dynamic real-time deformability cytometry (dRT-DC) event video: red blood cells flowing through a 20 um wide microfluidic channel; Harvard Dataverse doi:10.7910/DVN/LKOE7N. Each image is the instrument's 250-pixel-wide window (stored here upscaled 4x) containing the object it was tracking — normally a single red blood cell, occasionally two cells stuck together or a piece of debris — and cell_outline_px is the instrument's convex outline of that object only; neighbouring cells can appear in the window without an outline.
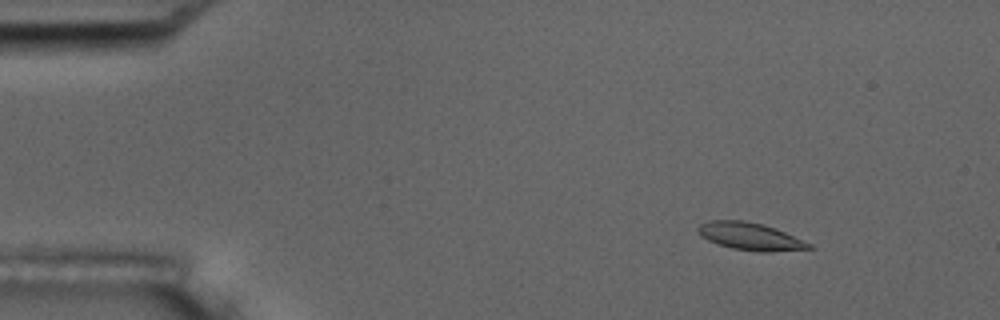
{"species": "common noctule bat (a hibernating species)", "species_latin": "Nyctalus noctula", "temperature_condition": "room temperature", "stored_images_in_passage": 9, "camera_frame_rate_fps": 3000, "um_per_image_px": 0.085, "animal": {"sex": "male", "body_mass_g": 17.5, "forearm_length_mm": 52.3}, "frame": {"image": 1, "passage_image": 2, "time_ms": 2.0, "image_size_px": [1000, 320], "cell_outline_px": [[816, 248], [768, 252], [760, 252], [732, 248], [716, 244], [700, 236], [696, 228], [700, 224], [712, 220], [740, 220], [764, 224], [784, 232], [812, 244]], "centroid_in_image_um": [63.75, 20.1], "position_along_channel_um": 21.2, "area_um2": 17.74}}
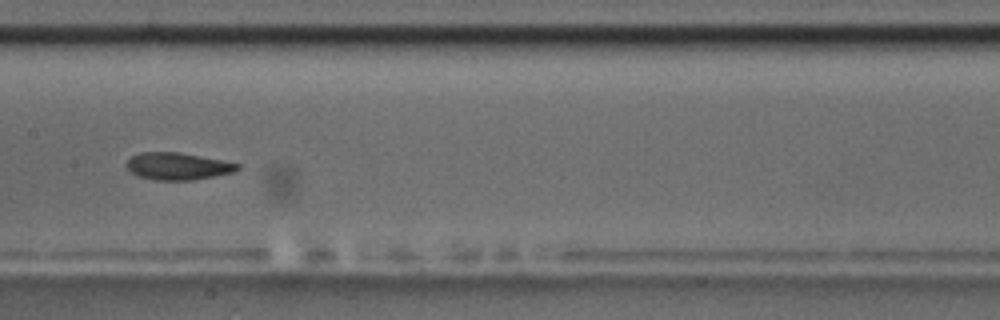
{"frame": {"image": 2, "passage_image": 8, "time_ms": 9.0, "image_size_px": [1000, 320], "cell_outline_px": [[240, 168], [232, 172], [192, 180], [156, 180], [140, 176], [132, 172], [124, 164], [132, 156], [140, 152], [180, 152], [240, 164]], "centroid_in_image_um": [15.08, 14.12], "position_along_channel_um": 192.3, "area_um2": 17.28}}
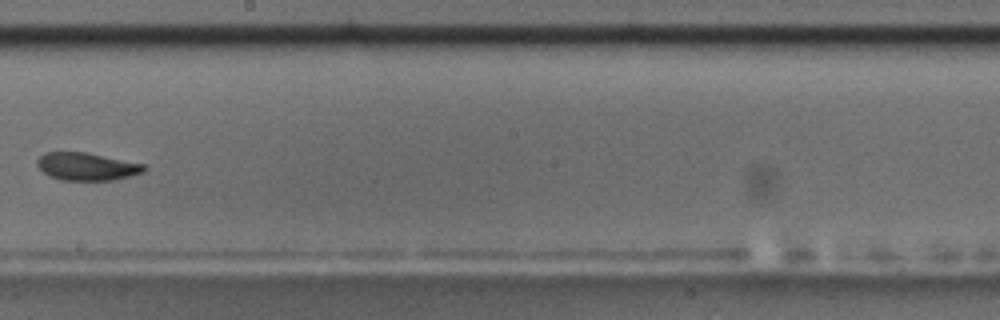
{"frame": {"image": 3, "passage_image": 9, "time_ms": 10.333, "image_size_px": [1000, 320], "cell_outline_px": [[148, 168], [144, 172], [112, 180], [60, 180], [44, 172], [36, 164], [36, 160], [44, 152], [84, 152], [144, 164]], "centroid_in_image_um": [7.37, 14.15], "position_along_channel_um": 240.8, "area_um2": 17.05}}